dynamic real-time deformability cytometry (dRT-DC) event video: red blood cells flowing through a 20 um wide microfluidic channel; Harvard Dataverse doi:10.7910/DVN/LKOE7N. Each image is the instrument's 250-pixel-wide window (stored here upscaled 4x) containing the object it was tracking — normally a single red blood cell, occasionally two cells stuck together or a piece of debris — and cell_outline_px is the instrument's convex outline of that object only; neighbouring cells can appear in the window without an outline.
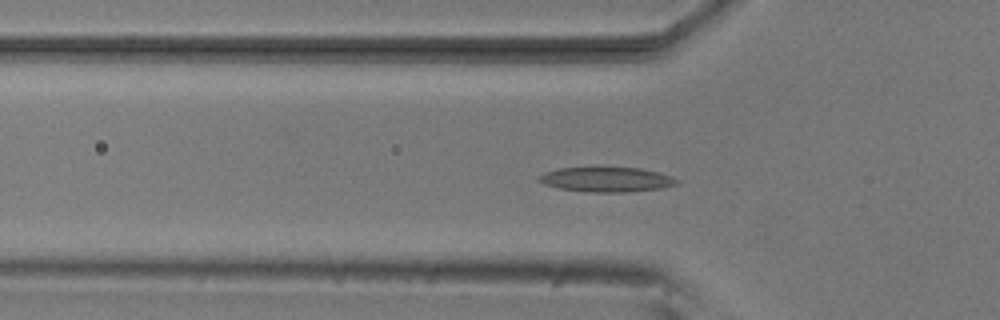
{"species": "common noctule bat (a hibernating species)", "species_latin": "Nyctalus noctula", "temperature_condition": "room temperature", "stored_images_in_passage": 52, "camera_frame_rate_fps": 3000, "um_per_image_px": 0.085, "animal": {"sex": "male", "body_mass_g": 20.5, "forearm_length_mm": 52.5}, "frame": {"image": 1, "passage_image": 17, "time_ms": 5.333, "image_size_px": [1000, 320], "cell_outline_px": [[680, 180], [676, 184], [660, 188], [624, 192], [588, 192], [560, 188], [544, 184], [536, 180], [544, 172], [556, 168], [640, 168], [672, 176]], "centroid_in_image_um": [51.53, 15.26], "position_along_channel_um": 74.3, "area_um2": 19.65}}
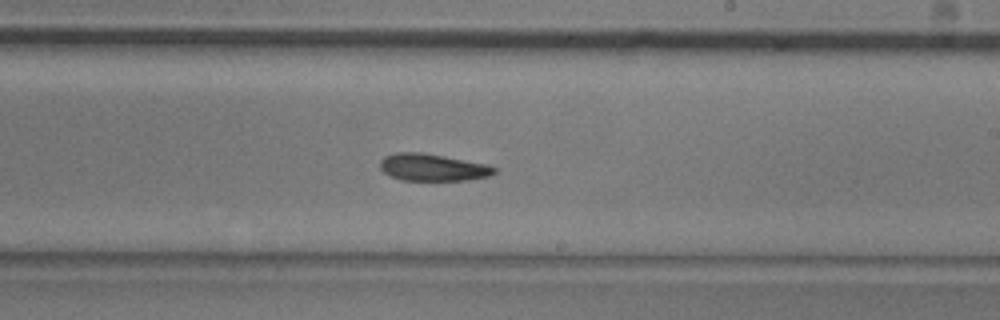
{"frame": {"image": 2, "passage_image": 31, "time_ms": 10.0, "image_size_px": [1000, 320], "cell_outline_px": [[496, 172], [488, 176], [468, 180], [400, 180], [384, 172], [380, 168], [380, 160], [384, 156], [396, 152], [420, 152], [444, 156], [484, 164], [496, 168]], "centroid_in_image_um": [36.73, 14.22], "position_along_channel_um": 252.3, "area_um2": 17.86}}
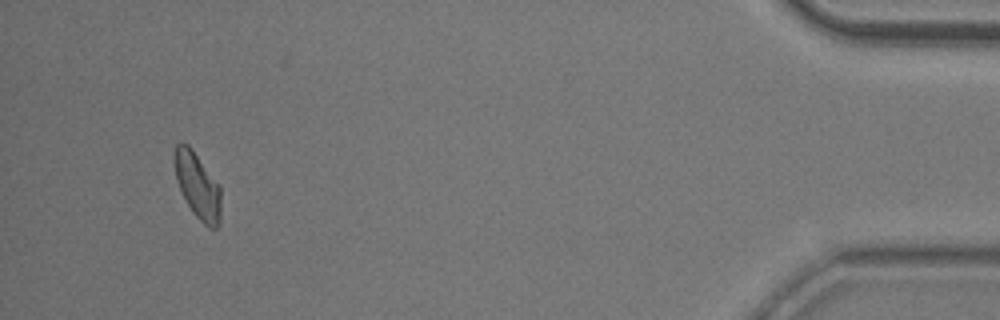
{"frame": {"image": 3, "passage_image": 50, "time_ms": 16.333, "image_size_px": [1000, 320], "cell_outline_px": [[220, 224], [216, 228], [208, 228], [192, 212], [176, 180], [176, 144], [180, 140], [188, 144], [192, 148], [220, 184]], "centroid_in_image_um": [16.84, 15.78], "position_along_channel_um": 418.4, "area_um2": 17.69}, "authors_computed_cell_mechanics": {"area_um2": 18.5827, "velocity_mm_per_s": 3.7919, "shape_relaxation_time_tau1_ms": 7.4938, "shape_relaxation_time_tau2_ms": null, "deformation_change_tau1": 0.1631, "deformation_change_tau2": null}}